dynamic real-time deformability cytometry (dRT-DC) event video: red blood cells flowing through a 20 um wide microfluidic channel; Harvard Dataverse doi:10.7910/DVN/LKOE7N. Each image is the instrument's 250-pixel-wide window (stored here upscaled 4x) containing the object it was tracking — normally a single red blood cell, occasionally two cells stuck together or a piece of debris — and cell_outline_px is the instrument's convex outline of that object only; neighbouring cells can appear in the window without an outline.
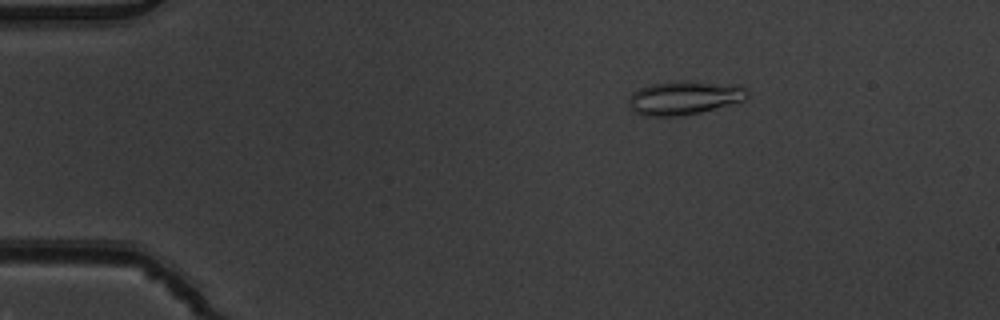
{"species": "common noctule bat (a hibernating species)", "species_latin": "Nyctalus noctula", "temperature_condition": "warm", "stored_images_in_passage": 5, "camera_frame_rate_fps": 3000, "um_per_image_px": 0.085, "animal": {"sex": "male", "body_mass_g": 19.5, "forearm_length_mm": 54.6}, "frame": {"image": 1, "passage_image": 2, "time_ms": 0.333, "image_size_px": [1000, 320], "cell_outline_px": [[748, 96], [744, 100], [700, 112], [676, 116], [644, 116], [636, 112], [628, 104], [628, 100], [632, 92], [640, 88], [652, 84], [680, 80], [684, 80], [740, 84], [748, 88]], "centroid_in_image_um": [58.2, 8.28], "position_along_channel_um": 26.8, "area_um2": 23.47}}
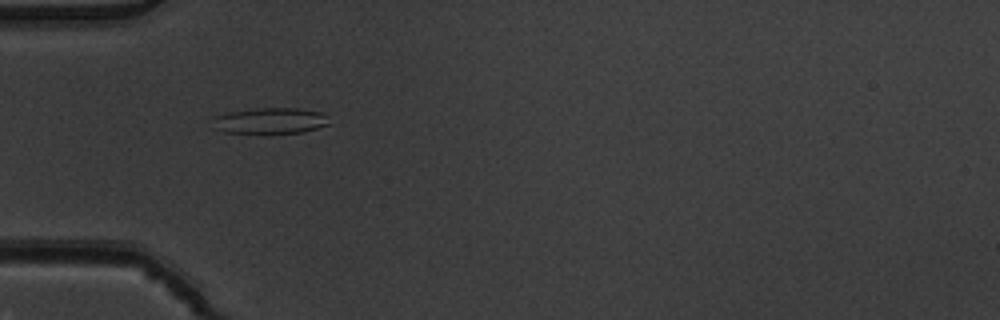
{"frame": {"image": 2, "passage_image": 4, "time_ms": 1.0, "image_size_px": [1000, 320], "cell_outline_px": [[328, 124], [304, 132], [224, 132], [212, 128], [216, 116], [228, 112], [256, 108], [296, 108], [320, 112], [324, 116]], "centroid_in_image_um": [22.91, 10.25], "position_along_channel_um": 62.1, "area_um2": 17.05}}
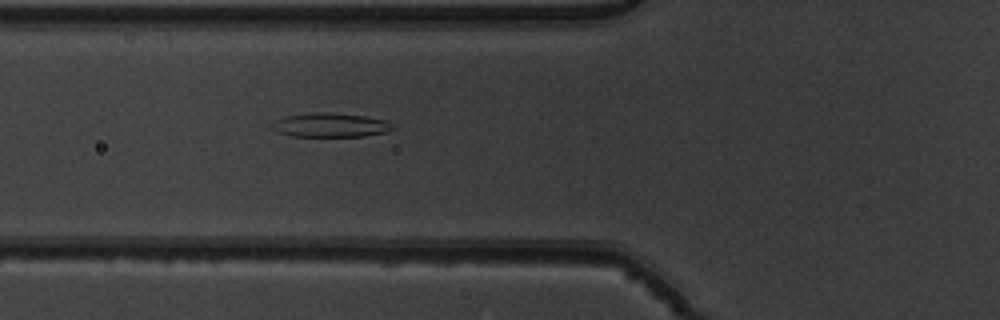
{"frame": {"image": 3, "passage_image": 5, "time_ms": 1.333, "image_size_px": [1000, 320], "cell_outline_px": [[396, 128], [384, 132], [364, 136], [292, 136], [276, 132], [272, 128], [272, 124], [276, 120], [288, 116], [320, 112], [364, 116], [384, 120], [392, 124]], "centroid_in_image_um": [28.08, 10.64], "position_along_channel_um": 97.7, "area_um2": 16.53}}